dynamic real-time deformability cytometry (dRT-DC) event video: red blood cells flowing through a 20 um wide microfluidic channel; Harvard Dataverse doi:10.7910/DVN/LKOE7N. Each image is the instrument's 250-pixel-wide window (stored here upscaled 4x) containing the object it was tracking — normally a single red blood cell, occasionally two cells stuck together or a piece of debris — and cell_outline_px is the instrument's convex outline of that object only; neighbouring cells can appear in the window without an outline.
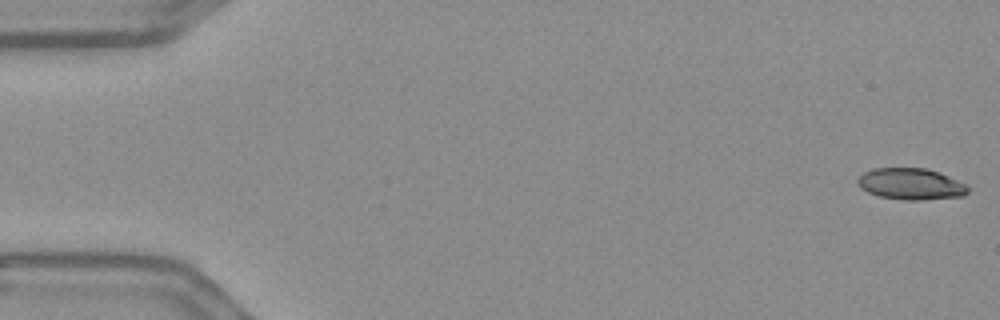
{"species": "Egyptian fruit bat (a non-hibernating species)", "species_latin": "Rousettus aegyptiacus", "temperature_condition": "warm", "stored_images_in_passage": 56, "camera_frame_rate_fps": 3000, "um_per_image_px": 0.085, "frame": {"image": 1, "passage_image": 1, "time_ms": 0.0, "image_size_px": [1000, 320], "cell_outline_px": [[968, 192], [964, 196], [924, 200], [904, 200], [880, 196], [868, 192], [860, 188], [856, 184], [856, 180], [864, 172], [872, 168], [924, 168], [940, 172], [968, 184]], "centroid_in_image_um": [77.44, 15.64], "position_along_channel_um": 7.6, "area_um2": 20.46}}
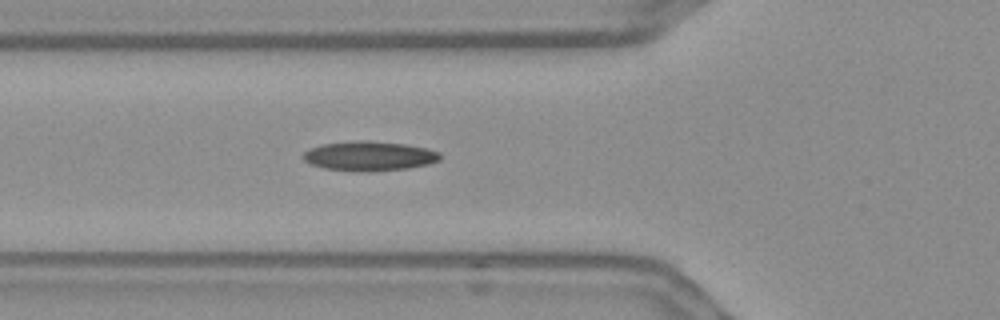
{"frame": {"image": 2, "passage_image": 20, "time_ms": 6.333, "image_size_px": [1000, 320], "cell_outline_px": [[440, 160], [428, 164], [408, 168], [368, 172], [364, 172], [324, 168], [312, 164], [304, 160], [300, 156], [308, 148], [320, 144], [356, 140], [368, 140], [404, 144], [428, 148], [440, 152]], "centroid_in_image_um": [31.36, 13.25], "position_along_channel_um": 94.4, "area_um2": 23.81}}
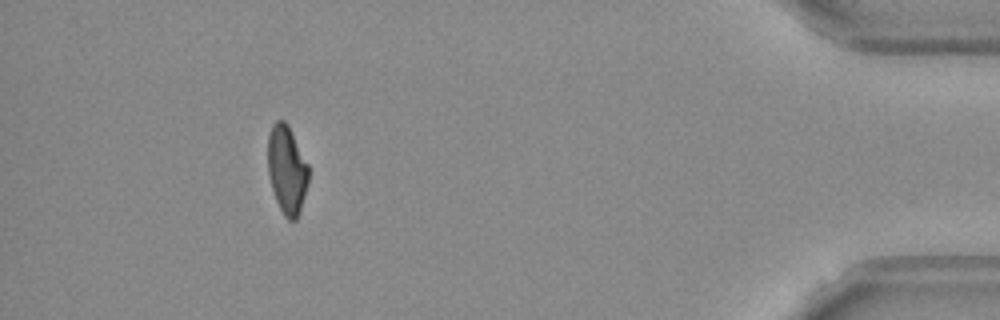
{"frame": {"image": 3, "passage_image": 51, "time_ms": 16.667, "image_size_px": [1000, 320], "cell_outline_px": [[308, 184], [300, 212], [296, 220], [288, 220], [284, 216], [276, 200], [268, 176], [268, 136], [272, 124], [276, 120], [284, 120], [288, 124], [308, 164]], "centroid_in_image_um": [24.38, 14.42], "position_along_channel_um": 410.8, "area_um2": 21.04}, "authors_computed_cell_mechanics": {"area_um2": 21.8195, "velocity_mm_per_s": 3.6348, "shape_relaxation_time_tau1_ms": 8.8202, "shape_relaxation_time_tau2_ms": 2.466, "deformation_change_tau1": 0.2147, "deformation_change_tau2": 0.0916}}